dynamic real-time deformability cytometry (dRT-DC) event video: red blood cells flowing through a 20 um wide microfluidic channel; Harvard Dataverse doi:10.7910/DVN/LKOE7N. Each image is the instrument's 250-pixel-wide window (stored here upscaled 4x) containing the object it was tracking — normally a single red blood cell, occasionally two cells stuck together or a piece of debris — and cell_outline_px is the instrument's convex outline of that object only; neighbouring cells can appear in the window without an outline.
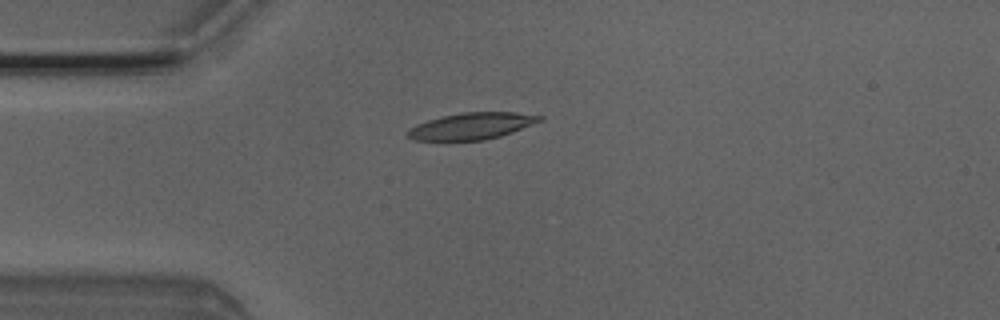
{"species": "Egyptian fruit bat (a non-hibernating species)", "species_latin": "Rousettus aegyptiacus", "temperature_condition": "room temperature", "stored_images_in_passage": 5, "camera_frame_rate_fps": 3000, "um_per_image_px": 0.085, "animal": {"sex": "male"}, "frame": {"image": 1, "passage_image": 3, "time_ms": 0.667, "image_size_px": [1000, 320], "cell_outline_px": [[544, 120], [512, 132], [500, 136], [484, 140], [412, 140], [408, 136], [408, 128], [416, 124], [428, 120], [460, 112], [516, 112], [544, 116]], "centroid_in_image_um": [40.12, 10.7], "position_along_channel_um": 44.9, "area_um2": 20.46}}